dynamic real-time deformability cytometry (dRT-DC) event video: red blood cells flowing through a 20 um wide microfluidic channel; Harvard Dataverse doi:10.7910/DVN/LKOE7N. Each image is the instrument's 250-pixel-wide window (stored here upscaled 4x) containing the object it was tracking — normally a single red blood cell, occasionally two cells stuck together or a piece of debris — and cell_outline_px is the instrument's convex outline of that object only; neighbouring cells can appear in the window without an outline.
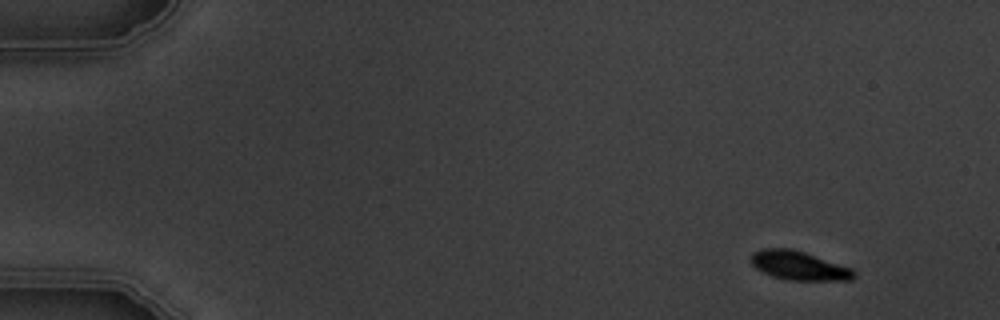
{"species": "common noctule bat (a hibernating species)", "species_latin": "Nyctalus noctula", "temperature_condition": "warm", "stored_images_in_passage": 5, "camera_frame_rate_fps": 3000, "um_per_image_px": 0.085, "animal": {"sex": "male", "body_mass_g": 19.5, "forearm_length_mm": 54.6}, "frame": {"image": 1, "passage_image": 1, "time_ms": 0.0, "image_size_px": [1000, 320], "cell_outline_px": [[856, 276], [852, 280], [788, 280], [772, 276], [756, 268], [752, 264], [752, 252], [764, 248], [792, 248], [852, 268], [856, 272]], "centroid_in_image_um": [67.93, 22.58], "position_along_channel_um": 17.1, "area_um2": 17.28}}
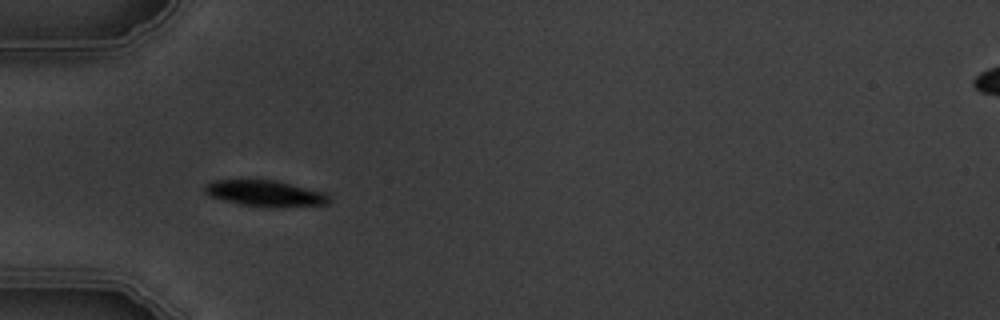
{"frame": {"image": 2, "passage_image": 4, "time_ms": 4.333, "image_size_px": [1000, 320], "cell_outline_px": [[328, 204], [240, 204], [224, 200], [212, 196], [204, 192], [204, 188], [212, 180], [276, 180], [324, 192], [328, 196]], "centroid_in_image_um": [22.46, 16.37], "position_along_channel_um": 62.5, "area_um2": 17.46}}